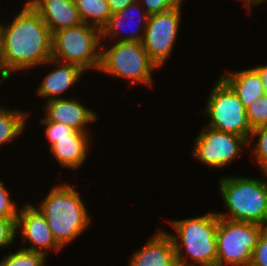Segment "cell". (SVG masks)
<instances>
[{
	"mask_svg": "<svg viewBox=\"0 0 267 266\" xmlns=\"http://www.w3.org/2000/svg\"><path fill=\"white\" fill-rule=\"evenodd\" d=\"M16 9L12 17L5 14L12 19H0L2 64L12 79L18 73L40 70L52 58V33L38 12L27 0Z\"/></svg>",
	"mask_w": 267,
	"mask_h": 266,
	"instance_id": "1",
	"label": "cell"
},
{
	"mask_svg": "<svg viewBox=\"0 0 267 266\" xmlns=\"http://www.w3.org/2000/svg\"><path fill=\"white\" fill-rule=\"evenodd\" d=\"M62 181L51 186L34 205L46 217L56 242L65 249L91 228L92 215L86 199L75 189L78 185Z\"/></svg>",
	"mask_w": 267,
	"mask_h": 266,
	"instance_id": "2",
	"label": "cell"
},
{
	"mask_svg": "<svg viewBox=\"0 0 267 266\" xmlns=\"http://www.w3.org/2000/svg\"><path fill=\"white\" fill-rule=\"evenodd\" d=\"M219 216L209 211L189 218H167L164 230L175 247L178 266H216V232Z\"/></svg>",
	"mask_w": 267,
	"mask_h": 266,
	"instance_id": "3",
	"label": "cell"
},
{
	"mask_svg": "<svg viewBox=\"0 0 267 266\" xmlns=\"http://www.w3.org/2000/svg\"><path fill=\"white\" fill-rule=\"evenodd\" d=\"M260 175L227 174L217 179L216 187L225 209L216 210L220 218L260 224L267 228V173L261 172Z\"/></svg>",
	"mask_w": 267,
	"mask_h": 266,
	"instance_id": "4",
	"label": "cell"
},
{
	"mask_svg": "<svg viewBox=\"0 0 267 266\" xmlns=\"http://www.w3.org/2000/svg\"><path fill=\"white\" fill-rule=\"evenodd\" d=\"M109 45V46H108ZM160 68L149 57L142 42H102L100 66L109 78L124 80L129 87L138 85L153 89L155 72Z\"/></svg>",
	"mask_w": 267,
	"mask_h": 266,
	"instance_id": "5",
	"label": "cell"
},
{
	"mask_svg": "<svg viewBox=\"0 0 267 266\" xmlns=\"http://www.w3.org/2000/svg\"><path fill=\"white\" fill-rule=\"evenodd\" d=\"M101 44V29L82 23L52 33V58L94 74L100 66Z\"/></svg>",
	"mask_w": 267,
	"mask_h": 266,
	"instance_id": "6",
	"label": "cell"
},
{
	"mask_svg": "<svg viewBox=\"0 0 267 266\" xmlns=\"http://www.w3.org/2000/svg\"><path fill=\"white\" fill-rule=\"evenodd\" d=\"M205 108L197 110L206 118V124L215 130L233 133L250 139L252 128L249 124L246 108L234 91L218 77L206 94Z\"/></svg>",
	"mask_w": 267,
	"mask_h": 266,
	"instance_id": "7",
	"label": "cell"
},
{
	"mask_svg": "<svg viewBox=\"0 0 267 266\" xmlns=\"http://www.w3.org/2000/svg\"><path fill=\"white\" fill-rule=\"evenodd\" d=\"M266 227L220 218L216 232V266H249L252 252Z\"/></svg>",
	"mask_w": 267,
	"mask_h": 266,
	"instance_id": "8",
	"label": "cell"
},
{
	"mask_svg": "<svg viewBox=\"0 0 267 266\" xmlns=\"http://www.w3.org/2000/svg\"><path fill=\"white\" fill-rule=\"evenodd\" d=\"M192 141L191 157L209 170H224L249 150L248 140L203 125ZM239 158V159H238Z\"/></svg>",
	"mask_w": 267,
	"mask_h": 266,
	"instance_id": "9",
	"label": "cell"
},
{
	"mask_svg": "<svg viewBox=\"0 0 267 266\" xmlns=\"http://www.w3.org/2000/svg\"><path fill=\"white\" fill-rule=\"evenodd\" d=\"M183 6L148 16L142 45L162 70L170 62V56L174 55L176 42L180 38Z\"/></svg>",
	"mask_w": 267,
	"mask_h": 266,
	"instance_id": "10",
	"label": "cell"
},
{
	"mask_svg": "<svg viewBox=\"0 0 267 266\" xmlns=\"http://www.w3.org/2000/svg\"><path fill=\"white\" fill-rule=\"evenodd\" d=\"M21 204L16 220V240L19 239L20 243L16 242V244L48 257L51 253L56 255L63 252V248L56 242L48 226L46 217L34 202L24 201Z\"/></svg>",
	"mask_w": 267,
	"mask_h": 266,
	"instance_id": "11",
	"label": "cell"
},
{
	"mask_svg": "<svg viewBox=\"0 0 267 266\" xmlns=\"http://www.w3.org/2000/svg\"><path fill=\"white\" fill-rule=\"evenodd\" d=\"M47 66L51 67H48L44 77L41 76L42 79L37 82L38 86L34 91L36 97L44 102L54 99L68 98V96L73 97L68 95V93H72V89L74 87L76 88L75 84L79 85L78 82H82L84 75L87 76V72L80 66L61 62L53 58L40 67H45L47 69Z\"/></svg>",
	"mask_w": 267,
	"mask_h": 266,
	"instance_id": "12",
	"label": "cell"
},
{
	"mask_svg": "<svg viewBox=\"0 0 267 266\" xmlns=\"http://www.w3.org/2000/svg\"><path fill=\"white\" fill-rule=\"evenodd\" d=\"M73 96L44 102L42 109L40 108L44 113L42 114L43 116L40 115L41 118L39 120L66 124L75 131L93 134L91 130L92 124H95L98 119L100 121L98 112L90 108V105L87 107L81 101L82 97L80 95Z\"/></svg>",
	"mask_w": 267,
	"mask_h": 266,
	"instance_id": "13",
	"label": "cell"
},
{
	"mask_svg": "<svg viewBox=\"0 0 267 266\" xmlns=\"http://www.w3.org/2000/svg\"><path fill=\"white\" fill-rule=\"evenodd\" d=\"M148 16L139 1L111 14L101 29L102 42H142Z\"/></svg>",
	"mask_w": 267,
	"mask_h": 266,
	"instance_id": "14",
	"label": "cell"
},
{
	"mask_svg": "<svg viewBox=\"0 0 267 266\" xmlns=\"http://www.w3.org/2000/svg\"><path fill=\"white\" fill-rule=\"evenodd\" d=\"M93 135L75 131L72 135L63 138H44L49 145L48 151L52 159H55L60 169L71 171L80 170L89 159L90 151H93ZM54 157V158H53ZM83 166V167H82Z\"/></svg>",
	"mask_w": 267,
	"mask_h": 266,
	"instance_id": "15",
	"label": "cell"
},
{
	"mask_svg": "<svg viewBox=\"0 0 267 266\" xmlns=\"http://www.w3.org/2000/svg\"><path fill=\"white\" fill-rule=\"evenodd\" d=\"M143 246L133 250L126 266H178L175 247L163 227H157Z\"/></svg>",
	"mask_w": 267,
	"mask_h": 266,
	"instance_id": "16",
	"label": "cell"
},
{
	"mask_svg": "<svg viewBox=\"0 0 267 266\" xmlns=\"http://www.w3.org/2000/svg\"><path fill=\"white\" fill-rule=\"evenodd\" d=\"M51 33L82 24L75 0H27Z\"/></svg>",
	"mask_w": 267,
	"mask_h": 266,
	"instance_id": "17",
	"label": "cell"
},
{
	"mask_svg": "<svg viewBox=\"0 0 267 266\" xmlns=\"http://www.w3.org/2000/svg\"><path fill=\"white\" fill-rule=\"evenodd\" d=\"M219 77L234 91L245 108L265 93L262 80L252 66L240 70H224Z\"/></svg>",
	"mask_w": 267,
	"mask_h": 266,
	"instance_id": "18",
	"label": "cell"
},
{
	"mask_svg": "<svg viewBox=\"0 0 267 266\" xmlns=\"http://www.w3.org/2000/svg\"><path fill=\"white\" fill-rule=\"evenodd\" d=\"M4 102L0 101V149L7 147V145L12 146V143L19 141V138H23L22 135L25 134L29 124L27 121L31 118L33 112L28 111L29 109H18L6 107ZM4 106V107H3ZM27 126V127H26Z\"/></svg>",
	"mask_w": 267,
	"mask_h": 266,
	"instance_id": "19",
	"label": "cell"
},
{
	"mask_svg": "<svg viewBox=\"0 0 267 266\" xmlns=\"http://www.w3.org/2000/svg\"><path fill=\"white\" fill-rule=\"evenodd\" d=\"M83 23L102 29L111 16L107 0H75Z\"/></svg>",
	"mask_w": 267,
	"mask_h": 266,
	"instance_id": "20",
	"label": "cell"
},
{
	"mask_svg": "<svg viewBox=\"0 0 267 266\" xmlns=\"http://www.w3.org/2000/svg\"><path fill=\"white\" fill-rule=\"evenodd\" d=\"M47 259L42 253L17 246L0 257V266H49Z\"/></svg>",
	"mask_w": 267,
	"mask_h": 266,
	"instance_id": "21",
	"label": "cell"
},
{
	"mask_svg": "<svg viewBox=\"0 0 267 266\" xmlns=\"http://www.w3.org/2000/svg\"><path fill=\"white\" fill-rule=\"evenodd\" d=\"M249 156L261 173H267V125L252 130L248 141Z\"/></svg>",
	"mask_w": 267,
	"mask_h": 266,
	"instance_id": "22",
	"label": "cell"
},
{
	"mask_svg": "<svg viewBox=\"0 0 267 266\" xmlns=\"http://www.w3.org/2000/svg\"><path fill=\"white\" fill-rule=\"evenodd\" d=\"M247 118L251 128L267 125V94H264L258 100H255L246 108Z\"/></svg>",
	"mask_w": 267,
	"mask_h": 266,
	"instance_id": "23",
	"label": "cell"
},
{
	"mask_svg": "<svg viewBox=\"0 0 267 266\" xmlns=\"http://www.w3.org/2000/svg\"><path fill=\"white\" fill-rule=\"evenodd\" d=\"M5 180L0 179V218H17L20 203L13 198L11 189L6 186Z\"/></svg>",
	"mask_w": 267,
	"mask_h": 266,
	"instance_id": "24",
	"label": "cell"
},
{
	"mask_svg": "<svg viewBox=\"0 0 267 266\" xmlns=\"http://www.w3.org/2000/svg\"><path fill=\"white\" fill-rule=\"evenodd\" d=\"M16 220L17 218H0V250H9L17 246Z\"/></svg>",
	"mask_w": 267,
	"mask_h": 266,
	"instance_id": "25",
	"label": "cell"
},
{
	"mask_svg": "<svg viewBox=\"0 0 267 266\" xmlns=\"http://www.w3.org/2000/svg\"><path fill=\"white\" fill-rule=\"evenodd\" d=\"M185 0H139L148 15L181 7Z\"/></svg>",
	"mask_w": 267,
	"mask_h": 266,
	"instance_id": "26",
	"label": "cell"
},
{
	"mask_svg": "<svg viewBox=\"0 0 267 266\" xmlns=\"http://www.w3.org/2000/svg\"><path fill=\"white\" fill-rule=\"evenodd\" d=\"M44 132V138H63L72 135L75 130L66 124L57 123L49 120H37ZM43 125V126H42Z\"/></svg>",
	"mask_w": 267,
	"mask_h": 266,
	"instance_id": "27",
	"label": "cell"
},
{
	"mask_svg": "<svg viewBox=\"0 0 267 266\" xmlns=\"http://www.w3.org/2000/svg\"><path fill=\"white\" fill-rule=\"evenodd\" d=\"M249 266H267V228L260 235Z\"/></svg>",
	"mask_w": 267,
	"mask_h": 266,
	"instance_id": "28",
	"label": "cell"
},
{
	"mask_svg": "<svg viewBox=\"0 0 267 266\" xmlns=\"http://www.w3.org/2000/svg\"><path fill=\"white\" fill-rule=\"evenodd\" d=\"M139 0H107L111 14L118 13L125 9L131 3H134Z\"/></svg>",
	"mask_w": 267,
	"mask_h": 266,
	"instance_id": "29",
	"label": "cell"
},
{
	"mask_svg": "<svg viewBox=\"0 0 267 266\" xmlns=\"http://www.w3.org/2000/svg\"><path fill=\"white\" fill-rule=\"evenodd\" d=\"M260 76V79L262 80V84L265 90V93L267 94V64H257L256 66L252 67Z\"/></svg>",
	"mask_w": 267,
	"mask_h": 266,
	"instance_id": "30",
	"label": "cell"
},
{
	"mask_svg": "<svg viewBox=\"0 0 267 266\" xmlns=\"http://www.w3.org/2000/svg\"><path fill=\"white\" fill-rule=\"evenodd\" d=\"M241 1V4H243L242 7L251 16L253 14L254 8L262 1V0H238Z\"/></svg>",
	"mask_w": 267,
	"mask_h": 266,
	"instance_id": "31",
	"label": "cell"
},
{
	"mask_svg": "<svg viewBox=\"0 0 267 266\" xmlns=\"http://www.w3.org/2000/svg\"><path fill=\"white\" fill-rule=\"evenodd\" d=\"M11 77L5 72L2 64V57H1V47H0V84L8 83L7 81H11Z\"/></svg>",
	"mask_w": 267,
	"mask_h": 266,
	"instance_id": "32",
	"label": "cell"
},
{
	"mask_svg": "<svg viewBox=\"0 0 267 266\" xmlns=\"http://www.w3.org/2000/svg\"><path fill=\"white\" fill-rule=\"evenodd\" d=\"M264 3L267 4V0H262L254 9H256L257 7H259V5H263Z\"/></svg>",
	"mask_w": 267,
	"mask_h": 266,
	"instance_id": "33",
	"label": "cell"
},
{
	"mask_svg": "<svg viewBox=\"0 0 267 266\" xmlns=\"http://www.w3.org/2000/svg\"><path fill=\"white\" fill-rule=\"evenodd\" d=\"M1 1V0H0ZM0 6L2 7V6H4V5H1V2H0ZM0 7V12H1V10H3L2 8ZM0 15H1V13H0ZM2 17L0 16V19H1Z\"/></svg>",
	"mask_w": 267,
	"mask_h": 266,
	"instance_id": "34",
	"label": "cell"
}]
</instances>
